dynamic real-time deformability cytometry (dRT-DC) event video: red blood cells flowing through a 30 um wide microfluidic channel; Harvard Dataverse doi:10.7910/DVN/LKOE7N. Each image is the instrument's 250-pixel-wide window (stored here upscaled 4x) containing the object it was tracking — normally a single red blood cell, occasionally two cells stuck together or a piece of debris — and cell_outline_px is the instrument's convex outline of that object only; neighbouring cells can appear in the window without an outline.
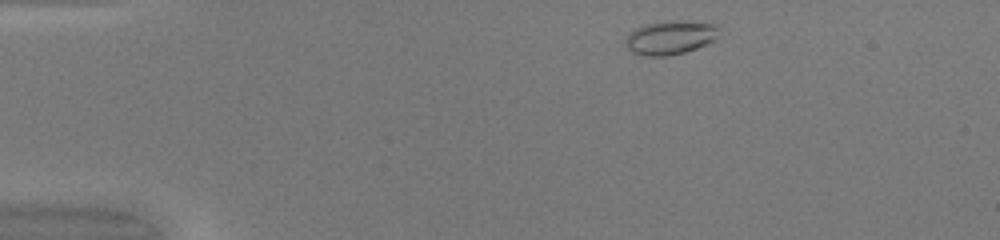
{"species": "common noctule bat (a hibernating species)", "species_latin": "Nyctalus noctula", "temperature_condition": "warm", "stored_images_in_passage": 41, "camera_frame_rate_fps": 3000, "um_per_image_px": 0.085, "animal": {"sex": "female", "body_mass_g": 20.0, "forearm_length_mm": 54.0}, "frame": {"image": 1, "passage_image": 2, "time_ms": 0.333, "image_size_px": [1000, 240], "cell_outline_px": [[720, 28], [716, 40], [696, 48], [684, 52], [664, 56], [644, 56], [632, 52], [624, 44], [624, 40], [636, 28], [644, 24], [664, 20], [680, 20], [712, 24]], "centroid_in_image_um": [56.96, 3.18], "position_along_channel_um": 28.0, "area_um2": 18.5}}
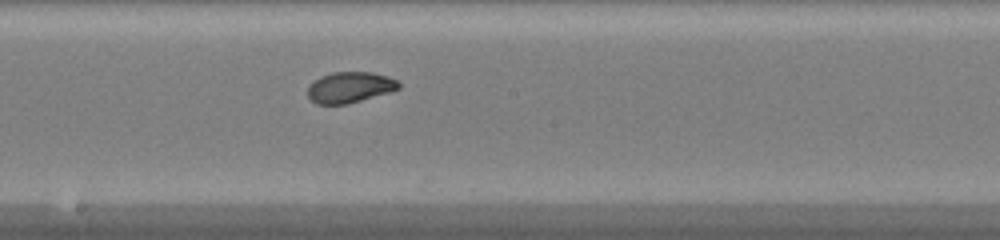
{"frame": {"image": 2, "passage_image": 21, "time_ms": 6.667, "image_size_px": [1000, 240], "cell_outline_px": [[400, 88], [388, 92], [348, 104], [316, 104], [308, 96], [308, 84], [320, 76], [332, 72], [372, 72], [388, 76], [396, 80], [400, 84]], "centroid_in_image_um": [29.71, 7.41], "position_along_channel_um": 218.5, "area_um2": 16.36}}
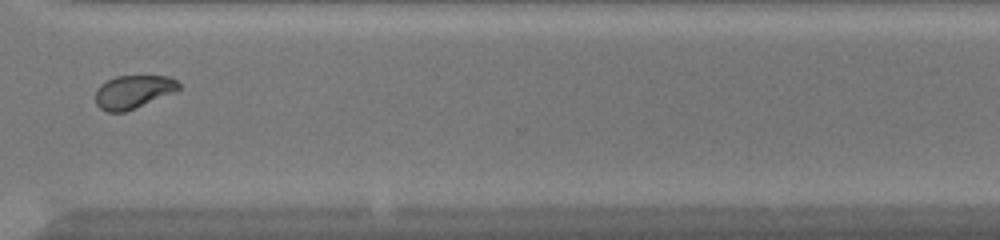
{"frame": {"image": 3, "passage_image": 31, "time_ms": 10.0, "image_size_px": [1000, 240], "cell_outline_px": [[180, 88], [176, 92], [124, 112], [108, 112], [100, 108], [96, 104], [96, 88], [100, 84], [116, 76], [172, 76], [180, 84]], "centroid_in_image_um": [11.34, 7.79], "position_along_channel_um": 359.3, "area_um2": 16.18}}